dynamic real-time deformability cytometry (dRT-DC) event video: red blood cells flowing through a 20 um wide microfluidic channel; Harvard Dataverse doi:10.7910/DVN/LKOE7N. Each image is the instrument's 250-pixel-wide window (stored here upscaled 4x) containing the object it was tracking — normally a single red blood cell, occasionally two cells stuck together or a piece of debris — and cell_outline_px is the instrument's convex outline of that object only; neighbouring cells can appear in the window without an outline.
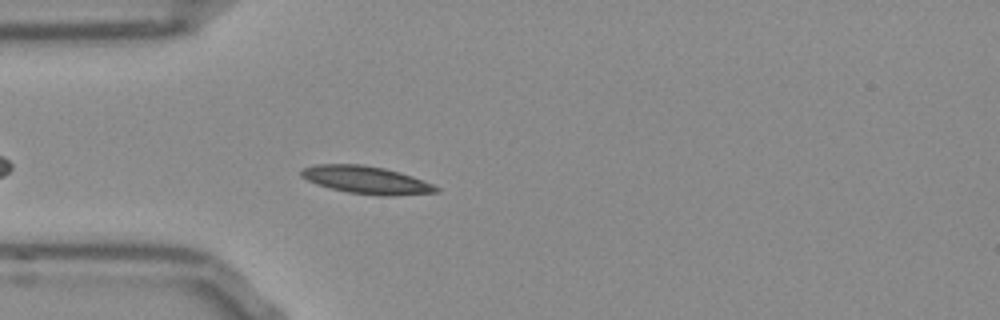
{"species": "Egyptian fruit bat (a non-hibernating species)", "species_latin": "Rousettus aegyptiacus", "temperature_condition": "room temperature", "stored_images_in_passage": 43, "camera_frame_rate_fps": 3000, "um_per_image_px": 0.085, "frame": {"image": 1, "passage_image": 6, "time_ms": 1.667, "image_size_px": [1000, 320], "cell_outline_px": [[440, 192], [392, 196], [380, 196], [348, 192], [328, 188], [316, 184], [300, 176], [300, 172], [304, 168], [316, 164], [364, 164], [384, 168], [400, 172], [412, 176], [432, 184], [440, 188]], "centroid_in_image_um": [31.14, 15.3], "position_along_channel_um": 53.9, "area_um2": 21.85}}
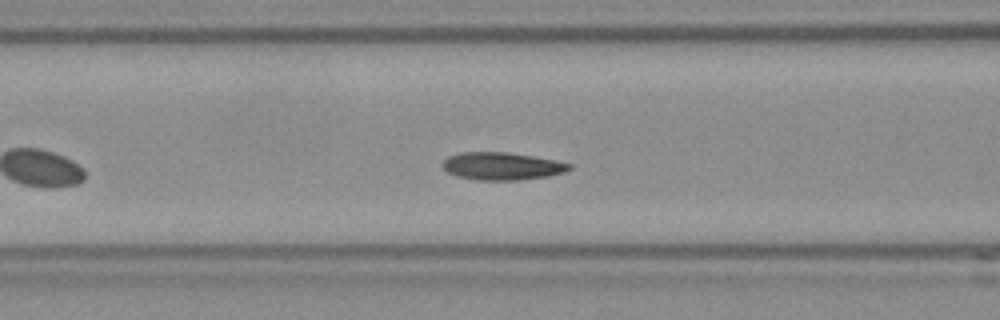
{"frame": {"image": 2, "passage_image": 12, "time_ms": 3.667, "image_size_px": [1000, 320], "cell_outline_px": [[572, 168], [564, 172], [548, 176], [520, 180], [476, 180], [456, 176], [448, 172], [440, 164], [448, 156], [460, 152], [508, 152], [532, 156], [572, 164]], "centroid_in_image_um": [42.63, 14.12], "position_along_channel_um": 124.0, "area_um2": 20.4}}
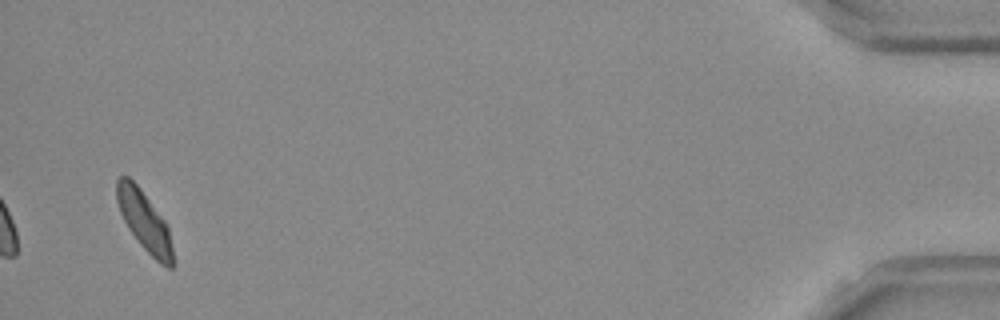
{"frame": {"image": 3, "passage_image": 43, "time_ms": 14.0, "image_size_px": [1000, 320], "cell_outline_px": [[176, 264], [172, 268], [168, 268], [160, 264], [140, 244], [128, 228], [120, 212], [116, 200], [116, 180], [120, 176], [128, 176], [140, 188], [168, 224]], "centroid_in_image_um": [12.31, 18.83], "position_along_channel_um": 422.9, "area_um2": 19.77}, "authors_computed_cell_mechanics": {"area_um2": 19.941, "velocity_mm_per_s": 3.7452, "shape_relaxation_time_tau1_ms": 2.5528, "shape_relaxation_time_tau2_ms": 1.8536, "deformation_change_tau1": 0.1244, "deformation_change_tau2": 0.0576}}